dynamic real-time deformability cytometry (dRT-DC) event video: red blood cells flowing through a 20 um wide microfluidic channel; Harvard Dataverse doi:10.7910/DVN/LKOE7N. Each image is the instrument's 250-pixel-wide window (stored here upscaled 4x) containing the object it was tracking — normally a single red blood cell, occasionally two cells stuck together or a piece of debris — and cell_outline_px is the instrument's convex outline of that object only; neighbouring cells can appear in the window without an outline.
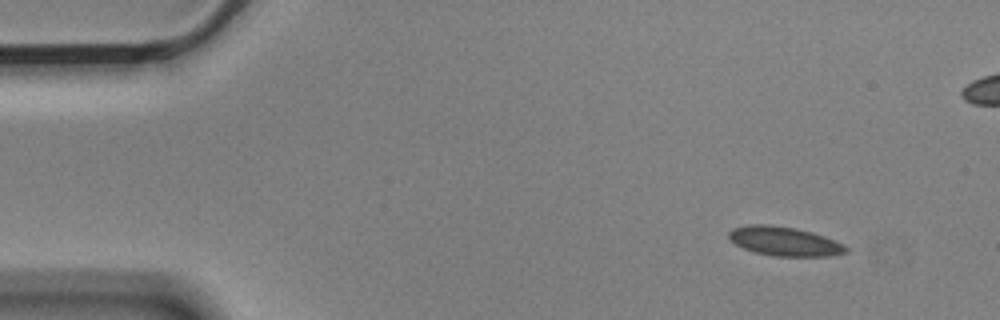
{"species": "Egyptian fruit bat (a non-hibernating species)", "species_latin": "Rousettus aegyptiacus", "temperature_condition": "cold", "stored_images_in_passage": 4, "camera_frame_rate_fps": 3000, "um_per_image_px": 0.085, "animal": {"sex": "male"}, "frame": {"image": 1, "passage_image": 1, "time_ms": 0.0, "image_size_px": [1000, 320], "cell_outline_px": [[848, 252], [828, 256], [776, 256], [756, 252], [744, 248], [736, 244], [728, 236], [728, 232], [732, 228], [748, 224], [768, 224], [796, 228], [812, 232], [824, 236], [844, 244], [848, 248]], "centroid_in_image_um": [66.68, 20.5], "position_along_channel_um": 18.3, "area_um2": 19.83}}